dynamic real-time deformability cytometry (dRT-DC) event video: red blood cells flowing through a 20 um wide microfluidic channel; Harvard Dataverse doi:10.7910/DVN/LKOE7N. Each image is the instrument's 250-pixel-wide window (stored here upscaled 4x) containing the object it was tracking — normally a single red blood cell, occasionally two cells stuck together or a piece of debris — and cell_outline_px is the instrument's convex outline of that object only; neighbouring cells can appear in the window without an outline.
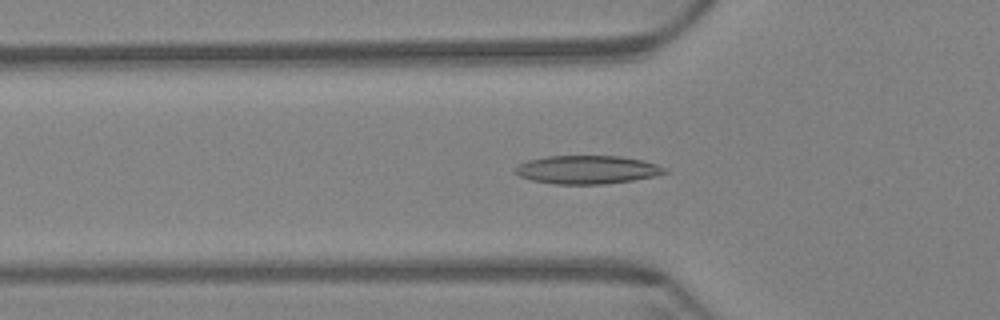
{"species": "Egyptian fruit bat (a non-hibernating species)", "species_latin": "Rousettus aegyptiacus", "temperature_condition": "warm", "stored_images_in_passage": 58, "camera_frame_rate_fps": 3000, "um_per_image_px": 0.085, "animal": {"sex": "female"}, "frame": {"image": 1, "passage_image": 18, "time_ms": 5.667, "image_size_px": [1000, 320], "cell_outline_px": [[668, 172], [656, 176], [632, 180], [604, 184], [556, 184], [532, 180], [520, 176], [512, 172], [512, 168], [528, 160], [548, 156], [620, 156], [644, 160], [656, 164], [664, 168]], "centroid_in_image_um": [49.89, 14.42], "position_along_channel_um": 75.9, "area_um2": 24.74}}
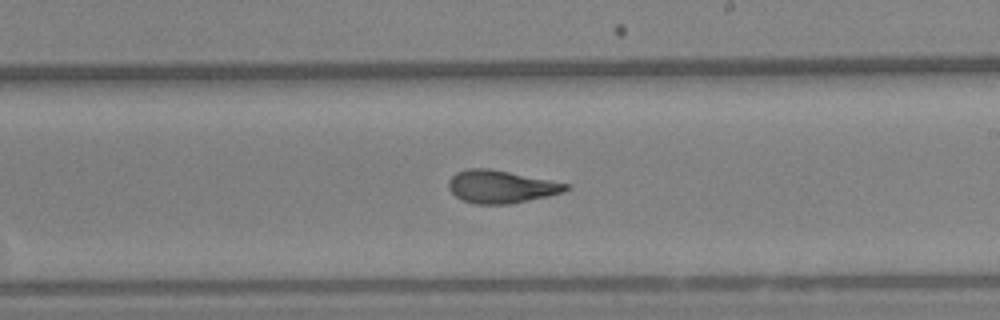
{"frame": {"image": 2, "passage_image": 33, "time_ms": 10.667, "image_size_px": [1000, 320], "cell_outline_px": [[572, 188], [564, 192], [548, 196], [508, 204], [476, 204], [460, 200], [448, 188], [448, 180], [456, 172], [468, 168], [488, 168], [572, 184]], "centroid_in_image_um": [42.6, 15.86], "position_along_channel_um": 246.4, "area_um2": 22.54}}
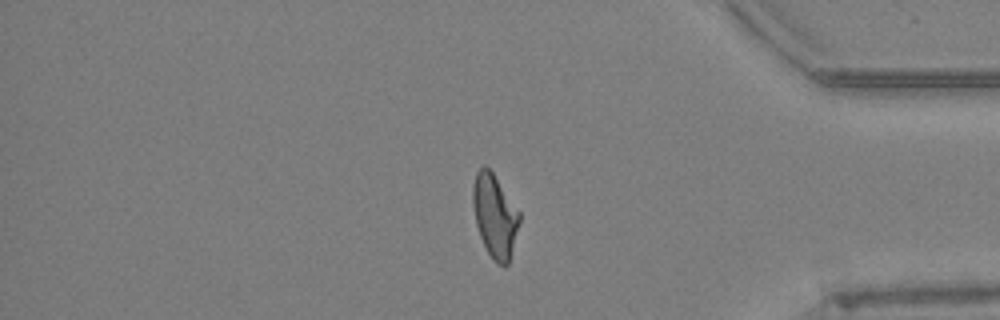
{"frame": {"image": 3, "passage_image": 48, "time_ms": 15.667, "image_size_px": [1000, 320], "cell_outline_px": [[520, 220], [508, 264], [504, 268], [496, 264], [488, 252], [480, 236], [476, 224], [472, 204], [472, 188], [476, 172], [484, 164], [492, 172], [520, 212]], "centroid_in_image_um": [42.04, 18.35], "position_along_channel_um": 393.2, "area_um2": 22.43}, "authors_computed_cell_mechanics": {"area_um2": 22.6865, "velocity_mm_per_s": 3.4205, "shape_relaxation_time_tau1_ms": 8.7457, "shape_relaxation_time_tau2_ms": 1.7862, "deformation_change_tau1": 0.2289, "deformation_change_tau2": 0.0923}}